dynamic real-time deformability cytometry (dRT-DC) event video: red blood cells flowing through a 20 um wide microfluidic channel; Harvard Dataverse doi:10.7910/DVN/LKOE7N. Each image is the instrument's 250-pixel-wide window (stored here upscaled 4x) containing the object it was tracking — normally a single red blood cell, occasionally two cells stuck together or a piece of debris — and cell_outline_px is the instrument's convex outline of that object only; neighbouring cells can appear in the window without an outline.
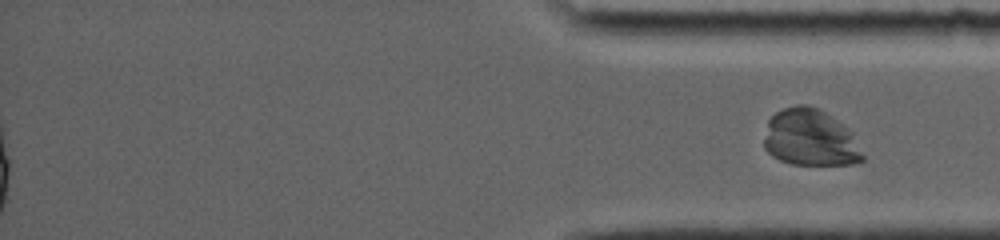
{"species": "common noctule bat (a hibernating species)", "species_latin": "Nyctalus noctula", "temperature_condition": "room temperature", "stored_images_in_passage": 67, "segment_of_instrument_passage": [2, 2], "camera_frame_rate_fps": 5000, "um_per_image_px": 0.085, "animal": {"sex": "female", "body_mass_g": 19.0, "forearm_length_mm": 56.7}, "frame": {"image": 1, "passage_image": 67, "time_ms": 15.2, "image_size_px": [1000, 240], "cell_outline_px": [[864, 160], [856, 164], [792, 164], [780, 160], [772, 156], [764, 148], [764, 140], [768, 120], [776, 112], [784, 108], [796, 104], [808, 104], [824, 112], [844, 124], [852, 132], [864, 156]], "centroid_in_image_um": [68.88, 11.71], "position_along_channel_um": 366.3, "area_um2": 32.71}}